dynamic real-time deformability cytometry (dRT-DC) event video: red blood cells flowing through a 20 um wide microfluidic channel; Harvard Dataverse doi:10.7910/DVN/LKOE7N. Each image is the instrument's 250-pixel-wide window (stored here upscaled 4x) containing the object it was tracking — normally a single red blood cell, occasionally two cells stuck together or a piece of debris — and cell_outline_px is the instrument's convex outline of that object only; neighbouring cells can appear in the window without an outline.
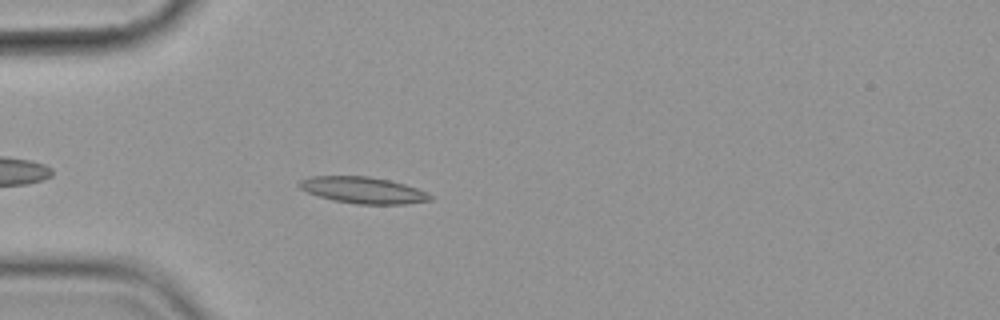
{"species": "common noctule bat (a hibernating species)", "species_latin": "Nyctalus noctula", "temperature_condition": "cold", "stored_images_in_passage": 4, "camera_frame_rate_fps": 3000, "um_per_image_px": 0.085, "animal": {"sex": "female", "body_mass_g": 19.9}, "frame": {"image": 1, "passage_image": 4, "time_ms": 4.667, "image_size_px": [1000, 320], "cell_outline_px": [[432, 200], [404, 204], [356, 204], [332, 200], [308, 192], [300, 188], [296, 184], [300, 180], [312, 176], [368, 176], [388, 180], [404, 184], [416, 188], [432, 196]], "centroid_in_image_um": [30.83, 16.16], "position_along_channel_um": 54.2, "area_um2": 20.0}}